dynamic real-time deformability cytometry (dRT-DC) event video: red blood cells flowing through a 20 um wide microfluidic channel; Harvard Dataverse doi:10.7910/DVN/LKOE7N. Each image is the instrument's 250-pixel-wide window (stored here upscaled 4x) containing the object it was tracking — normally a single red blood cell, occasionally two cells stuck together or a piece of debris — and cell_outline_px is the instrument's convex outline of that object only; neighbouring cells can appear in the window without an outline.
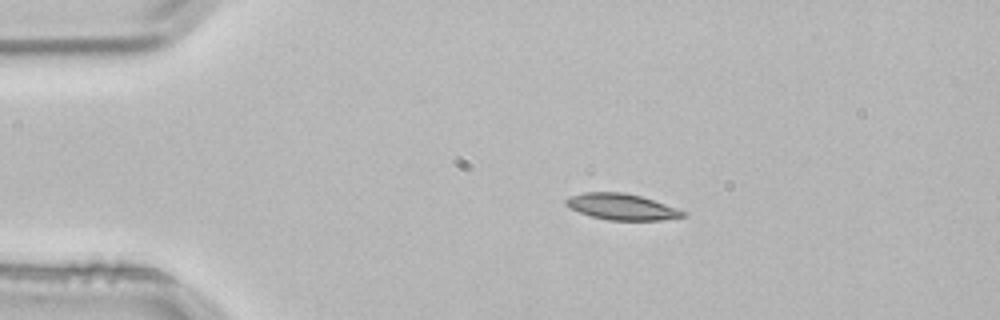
{"species": "common noctule bat (a hibernating species)", "species_latin": "Nyctalus noctula", "temperature_condition": "room temperature", "stored_images_in_passage": 3, "camera_frame_rate_fps": 3000, "um_per_image_px": 0.085, "animal": {"sex": "male", "body_mass_g": 21.5, "forearm_length_mm": 52.0}, "frame": {"image": 1, "passage_image": 2, "time_ms": 0.333, "image_size_px": [1000, 320], "cell_outline_px": [[688, 212], [684, 216], [664, 220], [608, 220], [592, 216], [580, 212], [564, 204], [564, 200], [568, 196], [584, 192], [624, 192], [640, 196]], "centroid_in_image_um": [52.82, 17.57], "position_along_channel_um": 32.2, "area_um2": 17.69}}